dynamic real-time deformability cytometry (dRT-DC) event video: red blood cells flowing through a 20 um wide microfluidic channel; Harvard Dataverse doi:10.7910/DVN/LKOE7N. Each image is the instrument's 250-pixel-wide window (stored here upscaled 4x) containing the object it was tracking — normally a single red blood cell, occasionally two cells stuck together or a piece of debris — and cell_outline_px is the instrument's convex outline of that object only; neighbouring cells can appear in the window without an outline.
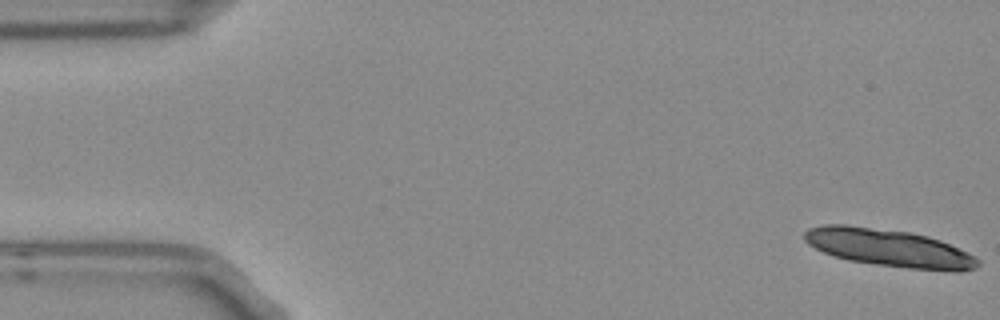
{"species": "Egyptian fruit bat (a non-hibernating species)", "species_latin": "Rousettus aegyptiacus", "temperature_condition": "room temperature", "stored_images_in_passage": 5, "camera_frame_rate_fps": 3000, "um_per_image_px": 0.085, "frame": {"image": 1, "passage_image": 1, "time_ms": 0.0, "image_size_px": [1000, 320], "cell_outline_px": [[980, 264], [976, 268], [960, 272], [952, 272], [908, 268], [876, 264], [848, 260], [832, 256], [808, 244], [804, 240], [804, 232], [808, 228], [820, 224], [844, 224], [908, 232], [928, 236], [940, 240], [980, 260]], "centroid_in_image_um": [75.53, 21.08], "position_along_channel_um": 9.5, "area_um2": 37.92}}